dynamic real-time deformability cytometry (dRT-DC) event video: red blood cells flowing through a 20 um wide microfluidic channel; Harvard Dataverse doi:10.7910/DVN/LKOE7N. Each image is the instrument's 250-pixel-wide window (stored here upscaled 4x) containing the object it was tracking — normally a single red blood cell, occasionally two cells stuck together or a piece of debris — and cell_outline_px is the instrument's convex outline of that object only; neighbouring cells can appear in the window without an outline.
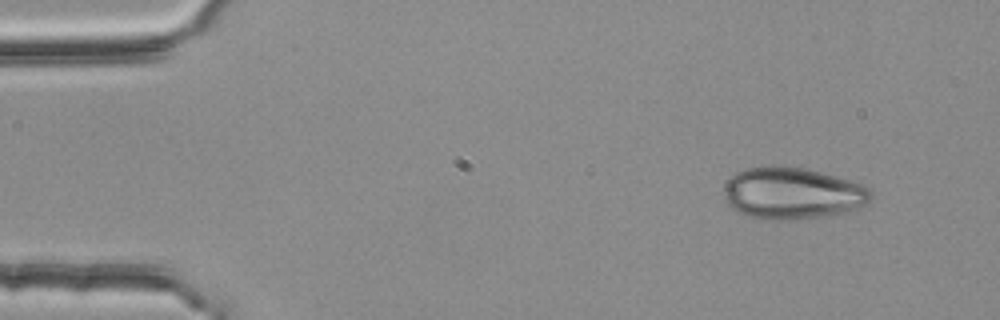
{"species": "common noctule bat (a hibernating species)", "species_latin": "Nyctalus noctula", "temperature_condition": "room temperature", "stored_images_in_passage": 2, "camera_frame_rate_fps": 3000, "um_per_image_px": 0.085, "animal": {"sex": "female", "body_mass_g": 25.1}, "frame": {"image": 1, "passage_image": 1, "time_ms": 0.0, "image_size_px": [1000, 320], "cell_outline_px": [[872, 200], [868, 204], [840, 212], [820, 216], [788, 220], [768, 220], [748, 216], [732, 208], [724, 200], [724, 184], [736, 172], [744, 168], [768, 164], [776, 164], [804, 168], [836, 176], [864, 184], [872, 188]], "centroid_in_image_um": [67.33, 16.39], "position_along_channel_um": 17.7, "area_um2": 44.8}}